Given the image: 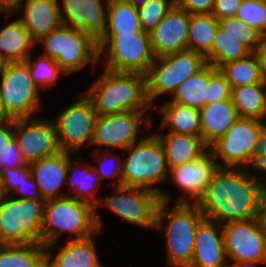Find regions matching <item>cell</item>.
Instances as JSON below:
<instances>
[{"instance_id": "d6a6232c", "label": "cell", "mask_w": 266, "mask_h": 267, "mask_svg": "<svg viewBox=\"0 0 266 267\" xmlns=\"http://www.w3.org/2000/svg\"><path fill=\"white\" fill-rule=\"evenodd\" d=\"M218 20L212 14L190 15L188 49L205 56L213 45Z\"/></svg>"}, {"instance_id": "d590c367", "label": "cell", "mask_w": 266, "mask_h": 267, "mask_svg": "<svg viewBox=\"0 0 266 267\" xmlns=\"http://www.w3.org/2000/svg\"><path fill=\"white\" fill-rule=\"evenodd\" d=\"M219 28L226 36L236 39L251 53H256L262 45L265 36L256 28L241 22L237 17L218 20Z\"/></svg>"}, {"instance_id": "db71d44e", "label": "cell", "mask_w": 266, "mask_h": 267, "mask_svg": "<svg viewBox=\"0 0 266 267\" xmlns=\"http://www.w3.org/2000/svg\"><path fill=\"white\" fill-rule=\"evenodd\" d=\"M261 218H262V223L266 229V191L262 200Z\"/></svg>"}, {"instance_id": "f546056e", "label": "cell", "mask_w": 266, "mask_h": 267, "mask_svg": "<svg viewBox=\"0 0 266 267\" xmlns=\"http://www.w3.org/2000/svg\"><path fill=\"white\" fill-rule=\"evenodd\" d=\"M144 32L138 9L127 0H109L107 24L103 35H120Z\"/></svg>"}, {"instance_id": "8992f818", "label": "cell", "mask_w": 266, "mask_h": 267, "mask_svg": "<svg viewBox=\"0 0 266 267\" xmlns=\"http://www.w3.org/2000/svg\"><path fill=\"white\" fill-rule=\"evenodd\" d=\"M43 199H23L5 195L0 201L1 245L41 244Z\"/></svg>"}, {"instance_id": "ac0fdd59", "label": "cell", "mask_w": 266, "mask_h": 267, "mask_svg": "<svg viewBox=\"0 0 266 267\" xmlns=\"http://www.w3.org/2000/svg\"><path fill=\"white\" fill-rule=\"evenodd\" d=\"M189 22L190 15L175 4L149 33L155 58L188 49Z\"/></svg>"}, {"instance_id": "94428289", "label": "cell", "mask_w": 266, "mask_h": 267, "mask_svg": "<svg viewBox=\"0 0 266 267\" xmlns=\"http://www.w3.org/2000/svg\"><path fill=\"white\" fill-rule=\"evenodd\" d=\"M263 84H264V88H265V99H266V78H264Z\"/></svg>"}, {"instance_id": "cb8c5ba5", "label": "cell", "mask_w": 266, "mask_h": 267, "mask_svg": "<svg viewBox=\"0 0 266 267\" xmlns=\"http://www.w3.org/2000/svg\"><path fill=\"white\" fill-rule=\"evenodd\" d=\"M98 233L100 231L84 239L69 241L54 259H51L52 250H45V262L50 267H103L93 239Z\"/></svg>"}, {"instance_id": "4316f807", "label": "cell", "mask_w": 266, "mask_h": 267, "mask_svg": "<svg viewBox=\"0 0 266 267\" xmlns=\"http://www.w3.org/2000/svg\"><path fill=\"white\" fill-rule=\"evenodd\" d=\"M70 154L67 152V173L71 172L72 176L69 178L66 176L65 184H68L69 190L76 193V195L68 196L89 203L95 208L101 199V197H96V193L99 192V187L102 184L99 175L92 168V164H88L89 166L87 167H80V171L77 172L78 167L76 169L73 167Z\"/></svg>"}, {"instance_id": "9f6ffc18", "label": "cell", "mask_w": 266, "mask_h": 267, "mask_svg": "<svg viewBox=\"0 0 266 267\" xmlns=\"http://www.w3.org/2000/svg\"><path fill=\"white\" fill-rule=\"evenodd\" d=\"M6 64H7V61L3 57L0 56V75L3 73Z\"/></svg>"}, {"instance_id": "9a60e30c", "label": "cell", "mask_w": 266, "mask_h": 267, "mask_svg": "<svg viewBox=\"0 0 266 267\" xmlns=\"http://www.w3.org/2000/svg\"><path fill=\"white\" fill-rule=\"evenodd\" d=\"M32 118L14 119V140L26 164L60 151L53 121Z\"/></svg>"}, {"instance_id": "7dc6e473", "label": "cell", "mask_w": 266, "mask_h": 267, "mask_svg": "<svg viewBox=\"0 0 266 267\" xmlns=\"http://www.w3.org/2000/svg\"><path fill=\"white\" fill-rule=\"evenodd\" d=\"M32 191V192H31ZM20 193L23 195L25 199H42L38 186L33 180L32 176H30L26 181H24L21 185H19L14 192L10 194V196H13L15 193Z\"/></svg>"}, {"instance_id": "5bb4252c", "label": "cell", "mask_w": 266, "mask_h": 267, "mask_svg": "<svg viewBox=\"0 0 266 267\" xmlns=\"http://www.w3.org/2000/svg\"><path fill=\"white\" fill-rule=\"evenodd\" d=\"M96 117L93 104L86 95L62 110L53 121L59 150L75 154L85 143L90 145Z\"/></svg>"}, {"instance_id": "3957f363", "label": "cell", "mask_w": 266, "mask_h": 267, "mask_svg": "<svg viewBox=\"0 0 266 267\" xmlns=\"http://www.w3.org/2000/svg\"><path fill=\"white\" fill-rule=\"evenodd\" d=\"M167 205L168 202L160 201L155 229L165 233L169 267H189L193 259L196 229L204 216L193 203H175L171 211H167Z\"/></svg>"}, {"instance_id": "11a10c76", "label": "cell", "mask_w": 266, "mask_h": 267, "mask_svg": "<svg viewBox=\"0 0 266 267\" xmlns=\"http://www.w3.org/2000/svg\"><path fill=\"white\" fill-rule=\"evenodd\" d=\"M131 5L135 8H139L140 6L144 5L147 0H127Z\"/></svg>"}, {"instance_id": "c3c4849f", "label": "cell", "mask_w": 266, "mask_h": 267, "mask_svg": "<svg viewBox=\"0 0 266 267\" xmlns=\"http://www.w3.org/2000/svg\"><path fill=\"white\" fill-rule=\"evenodd\" d=\"M13 128V130H12ZM14 140V119L0 122V152Z\"/></svg>"}, {"instance_id": "816d5d0a", "label": "cell", "mask_w": 266, "mask_h": 267, "mask_svg": "<svg viewBox=\"0 0 266 267\" xmlns=\"http://www.w3.org/2000/svg\"><path fill=\"white\" fill-rule=\"evenodd\" d=\"M266 264V261H241L235 263V267H256L258 264Z\"/></svg>"}, {"instance_id": "836d02e7", "label": "cell", "mask_w": 266, "mask_h": 267, "mask_svg": "<svg viewBox=\"0 0 266 267\" xmlns=\"http://www.w3.org/2000/svg\"><path fill=\"white\" fill-rule=\"evenodd\" d=\"M209 81V64L192 76L185 79L173 94L172 102L187 105L200 110L207 99V84Z\"/></svg>"}, {"instance_id": "74e56055", "label": "cell", "mask_w": 266, "mask_h": 267, "mask_svg": "<svg viewBox=\"0 0 266 267\" xmlns=\"http://www.w3.org/2000/svg\"><path fill=\"white\" fill-rule=\"evenodd\" d=\"M175 4L176 0H147L138 8L142 30L150 33Z\"/></svg>"}, {"instance_id": "6125c7cd", "label": "cell", "mask_w": 266, "mask_h": 267, "mask_svg": "<svg viewBox=\"0 0 266 267\" xmlns=\"http://www.w3.org/2000/svg\"><path fill=\"white\" fill-rule=\"evenodd\" d=\"M41 267H50V266L46 262H44Z\"/></svg>"}, {"instance_id": "ba28073f", "label": "cell", "mask_w": 266, "mask_h": 267, "mask_svg": "<svg viewBox=\"0 0 266 267\" xmlns=\"http://www.w3.org/2000/svg\"><path fill=\"white\" fill-rule=\"evenodd\" d=\"M96 43L98 60L107 48L105 69L112 72L146 74L155 59L147 32L102 35Z\"/></svg>"}, {"instance_id": "f6af8a7d", "label": "cell", "mask_w": 266, "mask_h": 267, "mask_svg": "<svg viewBox=\"0 0 266 267\" xmlns=\"http://www.w3.org/2000/svg\"><path fill=\"white\" fill-rule=\"evenodd\" d=\"M215 0H176L189 15L211 14Z\"/></svg>"}, {"instance_id": "484cf974", "label": "cell", "mask_w": 266, "mask_h": 267, "mask_svg": "<svg viewBox=\"0 0 266 267\" xmlns=\"http://www.w3.org/2000/svg\"><path fill=\"white\" fill-rule=\"evenodd\" d=\"M35 44L19 18L0 30V56L7 62L25 61Z\"/></svg>"}, {"instance_id": "f35d334b", "label": "cell", "mask_w": 266, "mask_h": 267, "mask_svg": "<svg viewBox=\"0 0 266 267\" xmlns=\"http://www.w3.org/2000/svg\"><path fill=\"white\" fill-rule=\"evenodd\" d=\"M235 17L266 37V0H242Z\"/></svg>"}, {"instance_id": "8fae6325", "label": "cell", "mask_w": 266, "mask_h": 267, "mask_svg": "<svg viewBox=\"0 0 266 267\" xmlns=\"http://www.w3.org/2000/svg\"><path fill=\"white\" fill-rule=\"evenodd\" d=\"M115 192L117 195L100 199L95 207V225L98 231L101 232L102 220L97 215L96 209L101 204L127 222L155 229L156 211L161 201L158 194L141 188L124 186L116 187Z\"/></svg>"}, {"instance_id": "6da1fadb", "label": "cell", "mask_w": 266, "mask_h": 267, "mask_svg": "<svg viewBox=\"0 0 266 267\" xmlns=\"http://www.w3.org/2000/svg\"><path fill=\"white\" fill-rule=\"evenodd\" d=\"M250 173L244 168H219L196 203L204 218L222 225L261 216L266 178Z\"/></svg>"}, {"instance_id": "ab89813d", "label": "cell", "mask_w": 266, "mask_h": 267, "mask_svg": "<svg viewBox=\"0 0 266 267\" xmlns=\"http://www.w3.org/2000/svg\"><path fill=\"white\" fill-rule=\"evenodd\" d=\"M226 99H231L230 84L219 69L209 64V81L207 84L205 105Z\"/></svg>"}, {"instance_id": "e575fe53", "label": "cell", "mask_w": 266, "mask_h": 267, "mask_svg": "<svg viewBox=\"0 0 266 267\" xmlns=\"http://www.w3.org/2000/svg\"><path fill=\"white\" fill-rule=\"evenodd\" d=\"M251 52L236 39L218 28L211 50L204 56L206 63L219 69L223 64L247 57Z\"/></svg>"}, {"instance_id": "2e32d148", "label": "cell", "mask_w": 266, "mask_h": 267, "mask_svg": "<svg viewBox=\"0 0 266 267\" xmlns=\"http://www.w3.org/2000/svg\"><path fill=\"white\" fill-rule=\"evenodd\" d=\"M145 111L97 115L90 145L126 149L137 141Z\"/></svg>"}, {"instance_id": "52a82bcc", "label": "cell", "mask_w": 266, "mask_h": 267, "mask_svg": "<svg viewBox=\"0 0 266 267\" xmlns=\"http://www.w3.org/2000/svg\"><path fill=\"white\" fill-rule=\"evenodd\" d=\"M39 41L44 45L43 56L54 59L65 75L98 62L97 43L83 31L61 25Z\"/></svg>"}, {"instance_id": "4dcf8cb0", "label": "cell", "mask_w": 266, "mask_h": 267, "mask_svg": "<svg viewBox=\"0 0 266 267\" xmlns=\"http://www.w3.org/2000/svg\"><path fill=\"white\" fill-rule=\"evenodd\" d=\"M219 70L225 75L231 88L264 81L261 61L257 52L251 53L243 59L227 62Z\"/></svg>"}, {"instance_id": "83f0119b", "label": "cell", "mask_w": 266, "mask_h": 267, "mask_svg": "<svg viewBox=\"0 0 266 267\" xmlns=\"http://www.w3.org/2000/svg\"><path fill=\"white\" fill-rule=\"evenodd\" d=\"M231 100L239 118L266 121V99L263 83L231 88Z\"/></svg>"}, {"instance_id": "9c48e42d", "label": "cell", "mask_w": 266, "mask_h": 267, "mask_svg": "<svg viewBox=\"0 0 266 267\" xmlns=\"http://www.w3.org/2000/svg\"><path fill=\"white\" fill-rule=\"evenodd\" d=\"M206 64L202 54L189 49L155 58L145 74L146 94L150 105L160 95L174 94L185 79Z\"/></svg>"}, {"instance_id": "f5cc1de1", "label": "cell", "mask_w": 266, "mask_h": 267, "mask_svg": "<svg viewBox=\"0 0 266 267\" xmlns=\"http://www.w3.org/2000/svg\"><path fill=\"white\" fill-rule=\"evenodd\" d=\"M12 118L7 114L0 96V122L11 120Z\"/></svg>"}, {"instance_id": "277c9868", "label": "cell", "mask_w": 266, "mask_h": 267, "mask_svg": "<svg viewBox=\"0 0 266 267\" xmlns=\"http://www.w3.org/2000/svg\"><path fill=\"white\" fill-rule=\"evenodd\" d=\"M125 151H129L130 155L122 160L121 186L151 191L158 194L161 201L169 203L170 194L152 187L167 180L169 172L166 154L158 135L141 138Z\"/></svg>"}, {"instance_id": "30bf717a", "label": "cell", "mask_w": 266, "mask_h": 267, "mask_svg": "<svg viewBox=\"0 0 266 267\" xmlns=\"http://www.w3.org/2000/svg\"><path fill=\"white\" fill-rule=\"evenodd\" d=\"M0 76V96L12 119L30 118L42 109L41 91L33 83L24 61L7 62Z\"/></svg>"}, {"instance_id": "1f68e13d", "label": "cell", "mask_w": 266, "mask_h": 267, "mask_svg": "<svg viewBox=\"0 0 266 267\" xmlns=\"http://www.w3.org/2000/svg\"><path fill=\"white\" fill-rule=\"evenodd\" d=\"M44 262L45 246L42 244L0 246V267H41Z\"/></svg>"}, {"instance_id": "f1b7e54d", "label": "cell", "mask_w": 266, "mask_h": 267, "mask_svg": "<svg viewBox=\"0 0 266 267\" xmlns=\"http://www.w3.org/2000/svg\"><path fill=\"white\" fill-rule=\"evenodd\" d=\"M164 118L161 121V129L170 126L169 132L186 134L191 136H201L199 110L187 105L166 102L159 110Z\"/></svg>"}, {"instance_id": "681fc988", "label": "cell", "mask_w": 266, "mask_h": 267, "mask_svg": "<svg viewBox=\"0 0 266 267\" xmlns=\"http://www.w3.org/2000/svg\"><path fill=\"white\" fill-rule=\"evenodd\" d=\"M257 53L261 61L263 76L266 78V37L263 39L262 45L259 47Z\"/></svg>"}, {"instance_id": "680465c9", "label": "cell", "mask_w": 266, "mask_h": 267, "mask_svg": "<svg viewBox=\"0 0 266 267\" xmlns=\"http://www.w3.org/2000/svg\"><path fill=\"white\" fill-rule=\"evenodd\" d=\"M21 0H11V7H13L15 4H17Z\"/></svg>"}, {"instance_id": "7c38bea8", "label": "cell", "mask_w": 266, "mask_h": 267, "mask_svg": "<svg viewBox=\"0 0 266 267\" xmlns=\"http://www.w3.org/2000/svg\"><path fill=\"white\" fill-rule=\"evenodd\" d=\"M266 122L253 118H238L223 137L218 138L208 148L220 168H245L260 132Z\"/></svg>"}, {"instance_id": "ee69618b", "label": "cell", "mask_w": 266, "mask_h": 267, "mask_svg": "<svg viewBox=\"0 0 266 267\" xmlns=\"http://www.w3.org/2000/svg\"><path fill=\"white\" fill-rule=\"evenodd\" d=\"M25 161L18 148L17 143L13 140L0 152V170L6 168H17L25 165Z\"/></svg>"}, {"instance_id": "7a4b0ae2", "label": "cell", "mask_w": 266, "mask_h": 267, "mask_svg": "<svg viewBox=\"0 0 266 267\" xmlns=\"http://www.w3.org/2000/svg\"><path fill=\"white\" fill-rule=\"evenodd\" d=\"M86 96L91 100L97 115L146 111L151 106L146 94V76L141 73L104 69Z\"/></svg>"}, {"instance_id": "b9f144b4", "label": "cell", "mask_w": 266, "mask_h": 267, "mask_svg": "<svg viewBox=\"0 0 266 267\" xmlns=\"http://www.w3.org/2000/svg\"><path fill=\"white\" fill-rule=\"evenodd\" d=\"M252 166L257 170L264 171L266 173V126L260 132L255 142L254 148L252 149L245 170Z\"/></svg>"}, {"instance_id": "6f0895ef", "label": "cell", "mask_w": 266, "mask_h": 267, "mask_svg": "<svg viewBox=\"0 0 266 267\" xmlns=\"http://www.w3.org/2000/svg\"><path fill=\"white\" fill-rule=\"evenodd\" d=\"M4 192H3V189H2V183H1V180H0V201L3 199L4 197Z\"/></svg>"}, {"instance_id": "ffe728a7", "label": "cell", "mask_w": 266, "mask_h": 267, "mask_svg": "<svg viewBox=\"0 0 266 267\" xmlns=\"http://www.w3.org/2000/svg\"><path fill=\"white\" fill-rule=\"evenodd\" d=\"M59 4V0H25V3L21 0L12 7V12L24 10L19 19L37 42L62 25Z\"/></svg>"}, {"instance_id": "7402d4cb", "label": "cell", "mask_w": 266, "mask_h": 267, "mask_svg": "<svg viewBox=\"0 0 266 267\" xmlns=\"http://www.w3.org/2000/svg\"><path fill=\"white\" fill-rule=\"evenodd\" d=\"M31 176L38 186L44 201L64 197L57 195L65 184L67 173V152L62 150L56 154L40 159L29 164Z\"/></svg>"}, {"instance_id": "8d00e7d4", "label": "cell", "mask_w": 266, "mask_h": 267, "mask_svg": "<svg viewBox=\"0 0 266 267\" xmlns=\"http://www.w3.org/2000/svg\"><path fill=\"white\" fill-rule=\"evenodd\" d=\"M31 55L24 61L30 71L31 79L36 87L40 90L56 85L59 72L63 70L60 66L49 57L41 55L36 61L31 60ZM55 84V85H54Z\"/></svg>"}, {"instance_id": "60d3db41", "label": "cell", "mask_w": 266, "mask_h": 267, "mask_svg": "<svg viewBox=\"0 0 266 267\" xmlns=\"http://www.w3.org/2000/svg\"><path fill=\"white\" fill-rule=\"evenodd\" d=\"M31 176L29 164L17 168H6L0 170V180L4 195H10L19 185ZM13 190V191H12Z\"/></svg>"}, {"instance_id": "91938a15", "label": "cell", "mask_w": 266, "mask_h": 267, "mask_svg": "<svg viewBox=\"0 0 266 267\" xmlns=\"http://www.w3.org/2000/svg\"><path fill=\"white\" fill-rule=\"evenodd\" d=\"M221 267H235V265H234V264H232V265L230 264V265H229L228 263H226L225 265H223V266H221Z\"/></svg>"}, {"instance_id": "603a6c76", "label": "cell", "mask_w": 266, "mask_h": 267, "mask_svg": "<svg viewBox=\"0 0 266 267\" xmlns=\"http://www.w3.org/2000/svg\"><path fill=\"white\" fill-rule=\"evenodd\" d=\"M199 114L201 138L207 147L223 137L239 118L231 99L205 105L199 110Z\"/></svg>"}, {"instance_id": "f907efd6", "label": "cell", "mask_w": 266, "mask_h": 267, "mask_svg": "<svg viewBox=\"0 0 266 267\" xmlns=\"http://www.w3.org/2000/svg\"><path fill=\"white\" fill-rule=\"evenodd\" d=\"M1 13H5L7 18L12 16L11 14H13L12 7L7 0H0V14Z\"/></svg>"}, {"instance_id": "44dd1931", "label": "cell", "mask_w": 266, "mask_h": 267, "mask_svg": "<svg viewBox=\"0 0 266 267\" xmlns=\"http://www.w3.org/2000/svg\"><path fill=\"white\" fill-rule=\"evenodd\" d=\"M226 258L221 224L204 218L196 229L189 267H221L228 262Z\"/></svg>"}, {"instance_id": "e0dca14e", "label": "cell", "mask_w": 266, "mask_h": 267, "mask_svg": "<svg viewBox=\"0 0 266 267\" xmlns=\"http://www.w3.org/2000/svg\"><path fill=\"white\" fill-rule=\"evenodd\" d=\"M219 164L215 161L212 154L206 151L204 155L195 161L170 168L167 179H172L184 193L175 202L191 203L190 199L192 198L193 204H196L202 197L214 174L220 168ZM185 194L190 195V198H187Z\"/></svg>"}, {"instance_id": "bcb514c9", "label": "cell", "mask_w": 266, "mask_h": 267, "mask_svg": "<svg viewBox=\"0 0 266 267\" xmlns=\"http://www.w3.org/2000/svg\"><path fill=\"white\" fill-rule=\"evenodd\" d=\"M241 2L242 0H215L211 14L217 20L235 17Z\"/></svg>"}, {"instance_id": "d6986e66", "label": "cell", "mask_w": 266, "mask_h": 267, "mask_svg": "<svg viewBox=\"0 0 266 267\" xmlns=\"http://www.w3.org/2000/svg\"><path fill=\"white\" fill-rule=\"evenodd\" d=\"M60 17L62 25L89 34L97 41L107 24L109 0H61Z\"/></svg>"}, {"instance_id": "d4e9b609", "label": "cell", "mask_w": 266, "mask_h": 267, "mask_svg": "<svg viewBox=\"0 0 266 267\" xmlns=\"http://www.w3.org/2000/svg\"><path fill=\"white\" fill-rule=\"evenodd\" d=\"M166 154L168 168L183 165L199 159L209 148L201 136L168 132L165 136L156 133Z\"/></svg>"}, {"instance_id": "7bdbcfd3", "label": "cell", "mask_w": 266, "mask_h": 267, "mask_svg": "<svg viewBox=\"0 0 266 267\" xmlns=\"http://www.w3.org/2000/svg\"><path fill=\"white\" fill-rule=\"evenodd\" d=\"M110 155H105V157L104 158H102L101 160H100V157H98L97 158V161L99 162V166H92V168L95 170V172L99 175V178H100V180H101V182L104 180V179H106V178H108V177H115V176H117V175H119V181H118V184H117V186L116 187H120L121 186V178H122V160L123 159H121L120 158V155H116V154H114V153H110V151L108 152ZM108 157H109V161H110V163L109 162H107V160H108ZM120 158V159H119ZM104 159V160H103ZM113 159H115V161H116V166H114V165H110L111 164V162H112V160ZM101 161V162H100ZM103 161V162H102ZM106 161V163H105V165H103V163ZM114 161V160H113ZM106 164H108L107 166H106ZM109 165H110V167H109ZM108 167V168H107ZM110 168V169H109Z\"/></svg>"}, {"instance_id": "4fadbf2b", "label": "cell", "mask_w": 266, "mask_h": 267, "mask_svg": "<svg viewBox=\"0 0 266 267\" xmlns=\"http://www.w3.org/2000/svg\"><path fill=\"white\" fill-rule=\"evenodd\" d=\"M223 244L232 264L266 261V229L261 216L221 225Z\"/></svg>"}, {"instance_id": "5b68a950", "label": "cell", "mask_w": 266, "mask_h": 267, "mask_svg": "<svg viewBox=\"0 0 266 267\" xmlns=\"http://www.w3.org/2000/svg\"><path fill=\"white\" fill-rule=\"evenodd\" d=\"M65 231L75 236L72 240L94 235L98 231L95 208L68 195L45 201L41 228V244L45 250L53 247Z\"/></svg>"}]
</instances>
